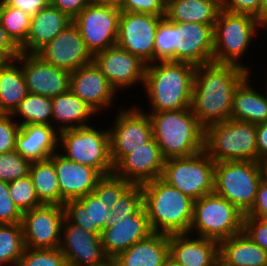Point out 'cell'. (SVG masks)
Returning <instances> with one entry per match:
<instances>
[{
    "label": "cell",
    "mask_w": 267,
    "mask_h": 266,
    "mask_svg": "<svg viewBox=\"0 0 267 266\" xmlns=\"http://www.w3.org/2000/svg\"><path fill=\"white\" fill-rule=\"evenodd\" d=\"M249 73L234 64L196 66L190 108L204 128L231 118L233 92Z\"/></svg>",
    "instance_id": "cell-1"
},
{
    "label": "cell",
    "mask_w": 267,
    "mask_h": 266,
    "mask_svg": "<svg viewBox=\"0 0 267 266\" xmlns=\"http://www.w3.org/2000/svg\"><path fill=\"white\" fill-rule=\"evenodd\" d=\"M214 25L174 22L164 17L156 30L154 62L178 61L195 66L213 62Z\"/></svg>",
    "instance_id": "cell-2"
},
{
    "label": "cell",
    "mask_w": 267,
    "mask_h": 266,
    "mask_svg": "<svg viewBox=\"0 0 267 266\" xmlns=\"http://www.w3.org/2000/svg\"><path fill=\"white\" fill-rule=\"evenodd\" d=\"M196 66L187 62L157 61L147 64L142 92H146L145 112L181 110L191 106ZM141 105V106H140Z\"/></svg>",
    "instance_id": "cell-3"
},
{
    "label": "cell",
    "mask_w": 267,
    "mask_h": 266,
    "mask_svg": "<svg viewBox=\"0 0 267 266\" xmlns=\"http://www.w3.org/2000/svg\"><path fill=\"white\" fill-rule=\"evenodd\" d=\"M143 205L151 230L164 234L189 233L193 219V202L161 177L141 185Z\"/></svg>",
    "instance_id": "cell-4"
},
{
    "label": "cell",
    "mask_w": 267,
    "mask_h": 266,
    "mask_svg": "<svg viewBox=\"0 0 267 266\" xmlns=\"http://www.w3.org/2000/svg\"><path fill=\"white\" fill-rule=\"evenodd\" d=\"M152 134L164 159L187 157L204 150L205 128L191 108L146 112Z\"/></svg>",
    "instance_id": "cell-5"
},
{
    "label": "cell",
    "mask_w": 267,
    "mask_h": 266,
    "mask_svg": "<svg viewBox=\"0 0 267 266\" xmlns=\"http://www.w3.org/2000/svg\"><path fill=\"white\" fill-rule=\"evenodd\" d=\"M260 30L263 32L254 16L221 10L214 24L213 62L238 65L255 73L250 62L247 64L244 59L250 58L248 50L263 34Z\"/></svg>",
    "instance_id": "cell-6"
},
{
    "label": "cell",
    "mask_w": 267,
    "mask_h": 266,
    "mask_svg": "<svg viewBox=\"0 0 267 266\" xmlns=\"http://www.w3.org/2000/svg\"><path fill=\"white\" fill-rule=\"evenodd\" d=\"M204 151L215 162H257L256 124L229 119L205 128Z\"/></svg>",
    "instance_id": "cell-7"
},
{
    "label": "cell",
    "mask_w": 267,
    "mask_h": 266,
    "mask_svg": "<svg viewBox=\"0 0 267 266\" xmlns=\"http://www.w3.org/2000/svg\"><path fill=\"white\" fill-rule=\"evenodd\" d=\"M94 124L59 132L58 149L71 161L91 166L107 176L113 174L114 170L109 129L107 124L104 128L98 127L97 122Z\"/></svg>",
    "instance_id": "cell-8"
},
{
    "label": "cell",
    "mask_w": 267,
    "mask_h": 266,
    "mask_svg": "<svg viewBox=\"0 0 267 266\" xmlns=\"http://www.w3.org/2000/svg\"><path fill=\"white\" fill-rule=\"evenodd\" d=\"M263 175L261 162H217L214 166V193L246 214L254 205Z\"/></svg>",
    "instance_id": "cell-9"
},
{
    "label": "cell",
    "mask_w": 267,
    "mask_h": 266,
    "mask_svg": "<svg viewBox=\"0 0 267 266\" xmlns=\"http://www.w3.org/2000/svg\"><path fill=\"white\" fill-rule=\"evenodd\" d=\"M244 213L215 193L193 202L189 234L220 242L243 231Z\"/></svg>",
    "instance_id": "cell-10"
},
{
    "label": "cell",
    "mask_w": 267,
    "mask_h": 266,
    "mask_svg": "<svg viewBox=\"0 0 267 266\" xmlns=\"http://www.w3.org/2000/svg\"><path fill=\"white\" fill-rule=\"evenodd\" d=\"M215 162L203 150L187 157L165 159L161 178L192 200L214 193Z\"/></svg>",
    "instance_id": "cell-11"
},
{
    "label": "cell",
    "mask_w": 267,
    "mask_h": 266,
    "mask_svg": "<svg viewBox=\"0 0 267 266\" xmlns=\"http://www.w3.org/2000/svg\"><path fill=\"white\" fill-rule=\"evenodd\" d=\"M134 103L128 105L129 107L121 105L120 109L115 107L118 111L112 118V124L108 125L113 166L153 137L149 115L136 104L137 102Z\"/></svg>",
    "instance_id": "cell-12"
},
{
    "label": "cell",
    "mask_w": 267,
    "mask_h": 266,
    "mask_svg": "<svg viewBox=\"0 0 267 266\" xmlns=\"http://www.w3.org/2000/svg\"><path fill=\"white\" fill-rule=\"evenodd\" d=\"M120 15L117 4L92 2L73 19L93 55L117 44Z\"/></svg>",
    "instance_id": "cell-13"
},
{
    "label": "cell",
    "mask_w": 267,
    "mask_h": 266,
    "mask_svg": "<svg viewBox=\"0 0 267 266\" xmlns=\"http://www.w3.org/2000/svg\"><path fill=\"white\" fill-rule=\"evenodd\" d=\"M65 219L64 208L58 204H42L23 212L21 227L26 248H59Z\"/></svg>",
    "instance_id": "cell-14"
},
{
    "label": "cell",
    "mask_w": 267,
    "mask_h": 266,
    "mask_svg": "<svg viewBox=\"0 0 267 266\" xmlns=\"http://www.w3.org/2000/svg\"><path fill=\"white\" fill-rule=\"evenodd\" d=\"M93 62L117 93H127L132 86L143 89L147 64L117 44L95 53Z\"/></svg>",
    "instance_id": "cell-15"
},
{
    "label": "cell",
    "mask_w": 267,
    "mask_h": 266,
    "mask_svg": "<svg viewBox=\"0 0 267 266\" xmlns=\"http://www.w3.org/2000/svg\"><path fill=\"white\" fill-rule=\"evenodd\" d=\"M164 17L137 12H121L117 45L137 56L144 63H153L155 34L159 22Z\"/></svg>",
    "instance_id": "cell-16"
},
{
    "label": "cell",
    "mask_w": 267,
    "mask_h": 266,
    "mask_svg": "<svg viewBox=\"0 0 267 266\" xmlns=\"http://www.w3.org/2000/svg\"><path fill=\"white\" fill-rule=\"evenodd\" d=\"M45 62L67 71L89 65L94 55L87 48L78 26L72 22L36 53Z\"/></svg>",
    "instance_id": "cell-17"
},
{
    "label": "cell",
    "mask_w": 267,
    "mask_h": 266,
    "mask_svg": "<svg viewBox=\"0 0 267 266\" xmlns=\"http://www.w3.org/2000/svg\"><path fill=\"white\" fill-rule=\"evenodd\" d=\"M151 230L144 205L131 217L110 216L101 233V243L106 256L113 260L136 242L145 239Z\"/></svg>",
    "instance_id": "cell-18"
},
{
    "label": "cell",
    "mask_w": 267,
    "mask_h": 266,
    "mask_svg": "<svg viewBox=\"0 0 267 266\" xmlns=\"http://www.w3.org/2000/svg\"><path fill=\"white\" fill-rule=\"evenodd\" d=\"M69 90L91 106L99 116H104L105 111L109 112L114 103L119 102L117 91L94 62L70 73Z\"/></svg>",
    "instance_id": "cell-19"
},
{
    "label": "cell",
    "mask_w": 267,
    "mask_h": 266,
    "mask_svg": "<svg viewBox=\"0 0 267 266\" xmlns=\"http://www.w3.org/2000/svg\"><path fill=\"white\" fill-rule=\"evenodd\" d=\"M16 60L22 67L29 93L55 97L69 90L70 71L45 62L35 53L21 52Z\"/></svg>",
    "instance_id": "cell-20"
},
{
    "label": "cell",
    "mask_w": 267,
    "mask_h": 266,
    "mask_svg": "<svg viewBox=\"0 0 267 266\" xmlns=\"http://www.w3.org/2000/svg\"><path fill=\"white\" fill-rule=\"evenodd\" d=\"M59 249L68 266H96L106 263V256L99 235L63 220Z\"/></svg>",
    "instance_id": "cell-21"
},
{
    "label": "cell",
    "mask_w": 267,
    "mask_h": 266,
    "mask_svg": "<svg viewBox=\"0 0 267 266\" xmlns=\"http://www.w3.org/2000/svg\"><path fill=\"white\" fill-rule=\"evenodd\" d=\"M58 177L61 206L66 201L78 200L92 193L103 175L91 166L82 165L71 161L62 155L59 150L50 158Z\"/></svg>",
    "instance_id": "cell-22"
},
{
    "label": "cell",
    "mask_w": 267,
    "mask_h": 266,
    "mask_svg": "<svg viewBox=\"0 0 267 266\" xmlns=\"http://www.w3.org/2000/svg\"><path fill=\"white\" fill-rule=\"evenodd\" d=\"M165 159L152 137L147 143L125 155L115 166L113 174L132 184H144L162 176Z\"/></svg>",
    "instance_id": "cell-23"
},
{
    "label": "cell",
    "mask_w": 267,
    "mask_h": 266,
    "mask_svg": "<svg viewBox=\"0 0 267 266\" xmlns=\"http://www.w3.org/2000/svg\"><path fill=\"white\" fill-rule=\"evenodd\" d=\"M169 256L179 266H215L219 261V242L189 233L169 234Z\"/></svg>",
    "instance_id": "cell-24"
},
{
    "label": "cell",
    "mask_w": 267,
    "mask_h": 266,
    "mask_svg": "<svg viewBox=\"0 0 267 266\" xmlns=\"http://www.w3.org/2000/svg\"><path fill=\"white\" fill-rule=\"evenodd\" d=\"M59 132L51 125L20 126L15 151L31 162L49 159L58 149Z\"/></svg>",
    "instance_id": "cell-25"
},
{
    "label": "cell",
    "mask_w": 267,
    "mask_h": 266,
    "mask_svg": "<svg viewBox=\"0 0 267 266\" xmlns=\"http://www.w3.org/2000/svg\"><path fill=\"white\" fill-rule=\"evenodd\" d=\"M252 77L253 73H249L235 88L230 119L257 125L267 122V87L261 84L264 88L261 89L265 91L262 93L261 89L255 87Z\"/></svg>",
    "instance_id": "cell-26"
},
{
    "label": "cell",
    "mask_w": 267,
    "mask_h": 266,
    "mask_svg": "<svg viewBox=\"0 0 267 266\" xmlns=\"http://www.w3.org/2000/svg\"><path fill=\"white\" fill-rule=\"evenodd\" d=\"M72 22L73 19L51 4L41 9L31 17L29 33L26 42L20 47V51L36 53Z\"/></svg>",
    "instance_id": "cell-27"
},
{
    "label": "cell",
    "mask_w": 267,
    "mask_h": 266,
    "mask_svg": "<svg viewBox=\"0 0 267 266\" xmlns=\"http://www.w3.org/2000/svg\"><path fill=\"white\" fill-rule=\"evenodd\" d=\"M65 219L85 231L101 236L111 209L93 193L78 200H69L63 204Z\"/></svg>",
    "instance_id": "cell-28"
},
{
    "label": "cell",
    "mask_w": 267,
    "mask_h": 266,
    "mask_svg": "<svg viewBox=\"0 0 267 266\" xmlns=\"http://www.w3.org/2000/svg\"><path fill=\"white\" fill-rule=\"evenodd\" d=\"M52 104V127L58 132L89 126L94 118H99L91 106L70 90L52 97Z\"/></svg>",
    "instance_id": "cell-29"
},
{
    "label": "cell",
    "mask_w": 267,
    "mask_h": 266,
    "mask_svg": "<svg viewBox=\"0 0 267 266\" xmlns=\"http://www.w3.org/2000/svg\"><path fill=\"white\" fill-rule=\"evenodd\" d=\"M169 256L168 235L153 232L113 259L115 266H162Z\"/></svg>",
    "instance_id": "cell-30"
},
{
    "label": "cell",
    "mask_w": 267,
    "mask_h": 266,
    "mask_svg": "<svg viewBox=\"0 0 267 266\" xmlns=\"http://www.w3.org/2000/svg\"><path fill=\"white\" fill-rule=\"evenodd\" d=\"M219 260L226 266H267V251L242 231L219 242Z\"/></svg>",
    "instance_id": "cell-31"
},
{
    "label": "cell",
    "mask_w": 267,
    "mask_h": 266,
    "mask_svg": "<svg viewBox=\"0 0 267 266\" xmlns=\"http://www.w3.org/2000/svg\"><path fill=\"white\" fill-rule=\"evenodd\" d=\"M220 11V0H172L166 5L165 17L174 22L214 25Z\"/></svg>",
    "instance_id": "cell-32"
},
{
    "label": "cell",
    "mask_w": 267,
    "mask_h": 266,
    "mask_svg": "<svg viewBox=\"0 0 267 266\" xmlns=\"http://www.w3.org/2000/svg\"><path fill=\"white\" fill-rule=\"evenodd\" d=\"M27 93L20 63L9 60L0 69V113L12 114Z\"/></svg>",
    "instance_id": "cell-33"
},
{
    "label": "cell",
    "mask_w": 267,
    "mask_h": 266,
    "mask_svg": "<svg viewBox=\"0 0 267 266\" xmlns=\"http://www.w3.org/2000/svg\"><path fill=\"white\" fill-rule=\"evenodd\" d=\"M29 176L38 199L43 204L61 205L59 181L54 163L50 159L31 162Z\"/></svg>",
    "instance_id": "cell-34"
},
{
    "label": "cell",
    "mask_w": 267,
    "mask_h": 266,
    "mask_svg": "<svg viewBox=\"0 0 267 266\" xmlns=\"http://www.w3.org/2000/svg\"><path fill=\"white\" fill-rule=\"evenodd\" d=\"M52 114V97L28 92L11 115L20 126L28 124L52 126Z\"/></svg>",
    "instance_id": "cell-35"
},
{
    "label": "cell",
    "mask_w": 267,
    "mask_h": 266,
    "mask_svg": "<svg viewBox=\"0 0 267 266\" xmlns=\"http://www.w3.org/2000/svg\"><path fill=\"white\" fill-rule=\"evenodd\" d=\"M25 248L20 223L0 224V266H17Z\"/></svg>",
    "instance_id": "cell-36"
},
{
    "label": "cell",
    "mask_w": 267,
    "mask_h": 266,
    "mask_svg": "<svg viewBox=\"0 0 267 266\" xmlns=\"http://www.w3.org/2000/svg\"><path fill=\"white\" fill-rule=\"evenodd\" d=\"M31 16L0 0V22L8 36L20 48L27 39Z\"/></svg>",
    "instance_id": "cell-37"
},
{
    "label": "cell",
    "mask_w": 267,
    "mask_h": 266,
    "mask_svg": "<svg viewBox=\"0 0 267 266\" xmlns=\"http://www.w3.org/2000/svg\"><path fill=\"white\" fill-rule=\"evenodd\" d=\"M10 197L23 213L41 206L43 203L38 199L31 177L16 179L8 182Z\"/></svg>",
    "instance_id": "cell-38"
},
{
    "label": "cell",
    "mask_w": 267,
    "mask_h": 266,
    "mask_svg": "<svg viewBox=\"0 0 267 266\" xmlns=\"http://www.w3.org/2000/svg\"><path fill=\"white\" fill-rule=\"evenodd\" d=\"M132 185L131 182L114 174L103 176L92 193L111 209L121 195Z\"/></svg>",
    "instance_id": "cell-39"
},
{
    "label": "cell",
    "mask_w": 267,
    "mask_h": 266,
    "mask_svg": "<svg viewBox=\"0 0 267 266\" xmlns=\"http://www.w3.org/2000/svg\"><path fill=\"white\" fill-rule=\"evenodd\" d=\"M31 161L17 151L0 154V181L11 182L29 175Z\"/></svg>",
    "instance_id": "cell-40"
},
{
    "label": "cell",
    "mask_w": 267,
    "mask_h": 266,
    "mask_svg": "<svg viewBox=\"0 0 267 266\" xmlns=\"http://www.w3.org/2000/svg\"><path fill=\"white\" fill-rule=\"evenodd\" d=\"M17 266H68V264L59 248H25Z\"/></svg>",
    "instance_id": "cell-41"
},
{
    "label": "cell",
    "mask_w": 267,
    "mask_h": 266,
    "mask_svg": "<svg viewBox=\"0 0 267 266\" xmlns=\"http://www.w3.org/2000/svg\"><path fill=\"white\" fill-rule=\"evenodd\" d=\"M143 206L141 184H132L111 208L112 217H131Z\"/></svg>",
    "instance_id": "cell-42"
},
{
    "label": "cell",
    "mask_w": 267,
    "mask_h": 266,
    "mask_svg": "<svg viewBox=\"0 0 267 266\" xmlns=\"http://www.w3.org/2000/svg\"><path fill=\"white\" fill-rule=\"evenodd\" d=\"M22 215L10 197L8 182L0 181V224L21 223Z\"/></svg>",
    "instance_id": "cell-43"
},
{
    "label": "cell",
    "mask_w": 267,
    "mask_h": 266,
    "mask_svg": "<svg viewBox=\"0 0 267 266\" xmlns=\"http://www.w3.org/2000/svg\"><path fill=\"white\" fill-rule=\"evenodd\" d=\"M121 12H137L165 16L166 5L162 0H118Z\"/></svg>",
    "instance_id": "cell-44"
},
{
    "label": "cell",
    "mask_w": 267,
    "mask_h": 266,
    "mask_svg": "<svg viewBox=\"0 0 267 266\" xmlns=\"http://www.w3.org/2000/svg\"><path fill=\"white\" fill-rule=\"evenodd\" d=\"M20 125L11 114L0 113V154L15 150Z\"/></svg>",
    "instance_id": "cell-45"
},
{
    "label": "cell",
    "mask_w": 267,
    "mask_h": 266,
    "mask_svg": "<svg viewBox=\"0 0 267 266\" xmlns=\"http://www.w3.org/2000/svg\"><path fill=\"white\" fill-rule=\"evenodd\" d=\"M243 231L267 251V218L244 217Z\"/></svg>",
    "instance_id": "cell-46"
},
{
    "label": "cell",
    "mask_w": 267,
    "mask_h": 266,
    "mask_svg": "<svg viewBox=\"0 0 267 266\" xmlns=\"http://www.w3.org/2000/svg\"><path fill=\"white\" fill-rule=\"evenodd\" d=\"M221 10L249 14L256 17L259 13L261 0H220Z\"/></svg>",
    "instance_id": "cell-47"
},
{
    "label": "cell",
    "mask_w": 267,
    "mask_h": 266,
    "mask_svg": "<svg viewBox=\"0 0 267 266\" xmlns=\"http://www.w3.org/2000/svg\"><path fill=\"white\" fill-rule=\"evenodd\" d=\"M244 217L267 218V176L265 174L259 184L254 205Z\"/></svg>",
    "instance_id": "cell-48"
},
{
    "label": "cell",
    "mask_w": 267,
    "mask_h": 266,
    "mask_svg": "<svg viewBox=\"0 0 267 266\" xmlns=\"http://www.w3.org/2000/svg\"><path fill=\"white\" fill-rule=\"evenodd\" d=\"M92 0H50V4L74 19Z\"/></svg>",
    "instance_id": "cell-49"
},
{
    "label": "cell",
    "mask_w": 267,
    "mask_h": 266,
    "mask_svg": "<svg viewBox=\"0 0 267 266\" xmlns=\"http://www.w3.org/2000/svg\"><path fill=\"white\" fill-rule=\"evenodd\" d=\"M6 5L17 8L28 14L36 15L41 9L50 5V0H2Z\"/></svg>",
    "instance_id": "cell-50"
},
{
    "label": "cell",
    "mask_w": 267,
    "mask_h": 266,
    "mask_svg": "<svg viewBox=\"0 0 267 266\" xmlns=\"http://www.w3.org/2000/svg\"><path fill=\"white\" fill-rule=\"evenodd\" d=\"M0 53L4 54L9 60L16 59L20 54V48L8 36L0 22Z\"/></svg>",
    "instance_id": "cell-51"
},
{
    "label": "cell",
    "mask_w": 267,
    "mask_h": 266,
    "mask_svg": "<svg viewBox=\"0 0 267 266\" xmlns=\"http://www.w3.org/2000/svg\"><path fill=\"white\" fill-rule=\"evenodd\" d=\"M257 136V162L267 160V122L256 125Z\"/></svg>",
    "instance_id": "cell-52"
},
{
    "label": "cell",
    "mask_w": 267,
    "mask_h": 266,
    "mask_svg": "<svg viewBox=\"0 0 267 266\" xmlns=\"http://www.w3.org/2000/svg\"><path fill=\"white\" fill-rule=\"evenodd\" d=\"M259 26L263 29V31L267 27V0H261V5L259 8V13L255 17Z\"/></svg>",
    "instance_id": "cell-53"
},
{
    "label": "cell",
    "mask_w": 267,
    "mask_h": 266,
    "mask_svg": "<svg viewBox=\"0 0 267 266\" xmlns=\"http://www.w3.org/2000/svg\"><path fill=\"white\" fill-rule=\"evenodd\" d=\"M162 266H179L170 256L163 262Z\"/></svg>",
    "instance_id": "cell-54"
},
{
    "label": "cell",
    "mask_w": 267,
    "mask_h": 266,
    "mask_svg": "<svg viewBox=\"0 0 267 266\" xmlns=\"http://www.w3.org/2000/svg\"><path fill=\"white\" fill-rule=\"evenodd\" d=\"M9 61V59L2 53H0V69Z\"/></svg>",
    "instance_id": "cell-55"
},
{
    "label": "cell",
    "mask_w": 267,
    "mask_h": 266,
    "mask_svg": "<svg viewBox=\"0 0 267 266\" xmlns=\"http://www.w3.org/2000/svg\"><path fill=\"white\" fill-rule=\"evenodd\" d=\"M94 3H114L117 4L118 0H92Z\"/></svg>",
    "instance_id": "cell-56"
},
{
    "label": "cell",
    "mask_w": 267,
    "mask_h": 266,
    "mask_svg": "<svg viewBox=\"0 0 267 266\" xmlns=\"http://www.w3.org/2000/svg\"><path fill=\"white\" fill-rule=\"evenodd\" d=\"M96 266H115L114 265V262H113V260H108L106 263H104V264H99V265H96Z\"/></svg>",
    "instance_id": "cell-57"
},
{
    "label": "cell",
    "mask_w": 267,
    "mask_h": 266,
    "mask_svg": "<svg viewBox=\"0 0 267 266\" xmlns=\"http://www.w3.org/2000/svg\"><path fill=\"white\" fill-rule=\"evenodd\" d=\"M265 70H267V66H266V68H265ZM266 73H264L263 75H264V77H265V79L263 80V77L260 79V80H262V82L264 81V83H265V86L267 87V71H265Z\"/></svg>",
    "instance_id": "cell-58"
},
{
    "label": "cell",
    "mask_w": 267,
    "mask_h": 266,
    "mask_svg": "<svg viewBox=\"0 0 267 266\" xmlns=\"http://www.w3.org/2000/svg\"><path fill=\"white\" fill-rule=\"evenodd\" d=\"M264 174L267 176V160L263 163Z\"/></svg>",
    "instance_id": "cell-59"
},
{
    "label": "cell",
    "mask_w": 267,
    "mask_h": 266,
    "mask_svg": "<svg viewBox=\"0 0 267 266\" xmlns=\"http://www.w3.org/2000/svg\"><path fill=\"white\" fill-rule=\"evenodd\" d=\"M215 266H226L223 262L220 260L215 264Z\"/></svg>",
    "instance_id": "cell-60"
},
{
    "label": "cell",
    "mask_w": 267,
    "mask_h": 266,
    "mask_svg": "<svg viewBox=\"0 0 267 266\" xmlns=\"http://www.w3.org/2000/svg\"><path fill=\"white\" fill-rule=\"evenodd\" d=\"M165 5H167L172 0H162Z\"/></svg>",
    "instance_id": "cell-61"
}]
</instances>
